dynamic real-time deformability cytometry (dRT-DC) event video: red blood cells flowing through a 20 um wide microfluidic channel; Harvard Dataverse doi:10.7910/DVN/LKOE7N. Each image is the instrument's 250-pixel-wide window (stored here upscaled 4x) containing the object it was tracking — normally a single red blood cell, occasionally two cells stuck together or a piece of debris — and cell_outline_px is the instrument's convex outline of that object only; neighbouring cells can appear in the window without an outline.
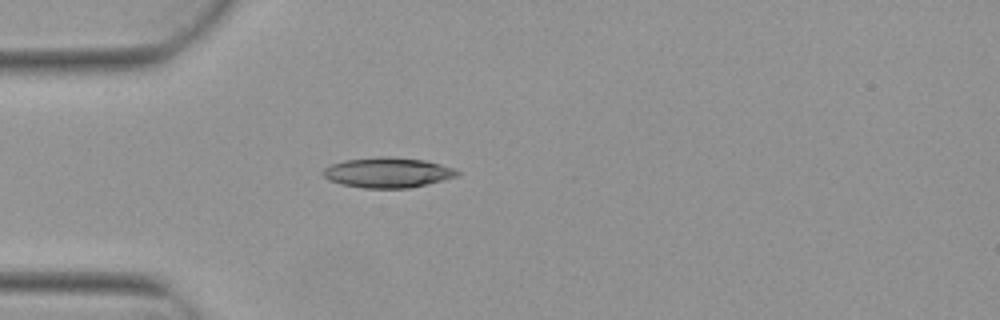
{"species": "Egyptian fruit bat (a non-hibernating species)", "species_latin": "Rousettus aegyptiacus", "temperature_condition": "warm", "stored_images_in_passage": 4, "camera_frame_rate_fps": 3000, "um_per_image_px": 0.085, "animal": {"sex": "female"}, "frame": {"image": 1, "passage_image": 4, "time_ms": 1.0, "image_size_px": [1000, 320], "cell_outline_px": [[460, 172], [456, 176], [428, 184], [408, 188], [364, 188], [344, 184], [328, 180], [320, 172], [324, 168], [332, 164], [344, 160], [380, 156], [384, 156], [424, 160], [440, 164], [452, 168]], "centroid_in_image_um": [32.92, 14.66], "position_along_channel_um": 52.1, "area_um2": 23.41}}